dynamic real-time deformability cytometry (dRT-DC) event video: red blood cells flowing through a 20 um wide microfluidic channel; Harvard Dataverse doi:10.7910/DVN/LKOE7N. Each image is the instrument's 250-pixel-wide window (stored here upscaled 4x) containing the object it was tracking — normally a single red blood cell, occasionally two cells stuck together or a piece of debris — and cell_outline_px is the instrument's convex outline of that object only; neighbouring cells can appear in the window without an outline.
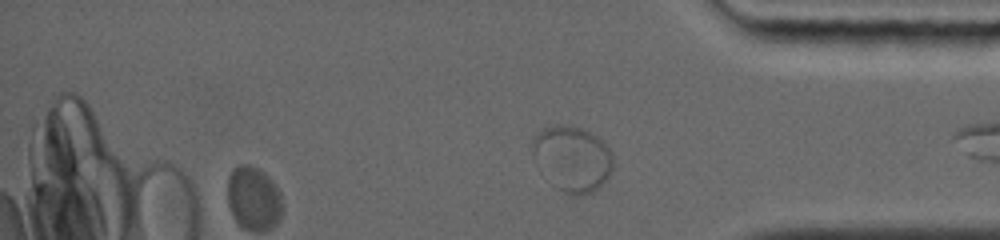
{"species": "common noctule bat (a hibernating species)", "species_latin": "Nyctalus noctula", "temperature_condition": "warm", "stored_images_in_passage": 20, "segment_of_instrument_passage": [2, 2], "camera_frame_rate_fps": 5000, "um_per_image_px": 0.085, "animal": {"sex": "female", "body_mass_g": 19.0, "forearm_length_mm": 56.7}, "frame": {"image": 1, "passage_image": 20, "time_ms": 11.0, "image_size_px": [1000, 240], "cell_outline_px": [[612, 168], [608, 176], [600, 188], [592, 192], [580, 196], [576, 196], [564, 192], [556, 188], [552, 184], [532, 156], [532, 140], [544, 128], [556, 124], [560, 124], [580, 128], [596, 136], [612, 152]], "centroid_in_image_um": [48.64, 13.5], "position_along_channel_um": 386.6, "area_um2": 30.46}}